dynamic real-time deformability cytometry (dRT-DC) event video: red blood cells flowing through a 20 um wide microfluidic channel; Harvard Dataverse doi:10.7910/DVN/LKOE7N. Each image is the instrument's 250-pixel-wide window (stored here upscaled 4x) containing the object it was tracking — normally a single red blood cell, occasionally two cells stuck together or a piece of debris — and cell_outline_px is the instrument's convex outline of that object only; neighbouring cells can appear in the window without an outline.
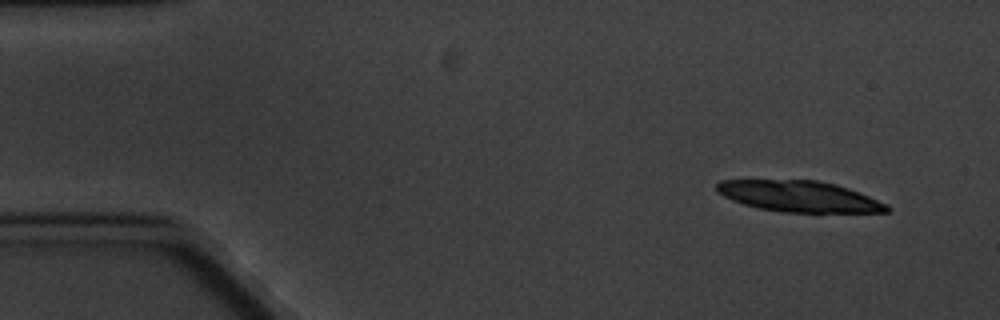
{"species": "common noctule bat (a hibernating species)", "species_latin": "Nyctalus noctula", "temperature_condition": "cold", "stored_images_in_passage": 6, "camera_frame_rate_fps": 3000, "um_per_image_px": 0.085, "animal": {"sex": "male", "body_mass_g": 20.1, "forearm_length_mm": 53.5}, "frame": {"image": 1, "passage_image": 2, "time_ms": 1.333, "image_size_px": [1000, 320], "cell_outline_px": [[892, 208], [888, 212], [784, 212], [760, 208], [744, 204], [732, 200], [716, 192], [716, 184], [720, 180], [816, 180], [836, 184], [848, 188], [888, 204]], "centroid_in_image_um": [67.93, 16.69], "position_along_channel_um": 17.1, "area_um2": 30.63}}
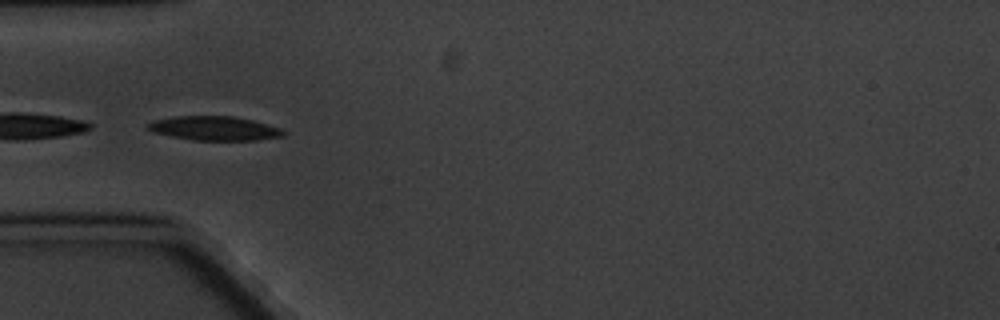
{"frame": {"image": 2, "passage_image": 6, "time_ms": 6.0, "image_size_px": [1000, 320], "cell_outline_px": [[284, 136], [256, 140], [192, 140], [152, 132], [144, 128], [144, 124], [152, 120], [172, 116], [232, 116], [252, 120], [280, 128], [284, 132]], "centroid_in_image_um": [18.12, 10.9], "position_along_channel_um": 66.9, "area_um2": 19.19}}